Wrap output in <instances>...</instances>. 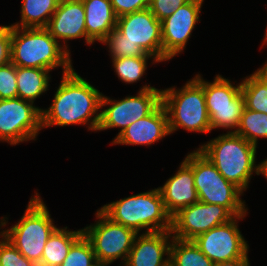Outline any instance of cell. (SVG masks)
<instances>
[{
	"instance_id": "obj_1",
	"label": "cell",
	"mask_w": 267,
	"mask_h": 266,
	"mask_svg": "<svg viewBox=\"0 0 267 266\" xmlns=\"http://www.w3.org/2000/svg\"><path fill=\"white\" fill-rule=\"evenodd\" d=\"M103 93L82 78L73 68L62 74L52 105L42 111V129L53 126L88 125L98 130Z\"/></svg>"
},
{
	"instance_id": "obj_2",
	"label": "cell",
	"mask_w": 267,
	"mask_h": 266,
	"mask_svg": "<svg viewBox=\"0 0 267 266\" xmlns=\"http://www.w3.org/2000/svg\"><path fill=\"white\" fill-rule=\"evenodd\" d=\"M256 145L235 132H226L197 148L224 176L243 193L249 187L253 174L258 175Z\"/></svg>"
},
{
	"instance_id": "obj_3",
	"label": "cell",
	"mask_w": 267,
	"mask_h": 266,
	"mask_svg": "<svg viewBox=\"0 0 267 266\" xmlns=\"http://www.w3.org/2000/svg\"><path fill=\"white\" fill-rule=\"evenodd\" d=\"M11 62L15 66L52 70L62 68V74L73 69L71 54L46 28L11 26Z\"/></svg>"
},
{
	"instance_id": "obj_4",
	"label": "cell",
	"mask_w": 267,
	"mask_h": 266,
	"mask_svg": "<svg viewBox=\"0 0 267 266\" xmlns=\"http://www.w3.org/2000/svg\"><path fill=\"white\" fill-rule=\"evenodd\" d=\"M99 209L112 221L137 234L140 231L149 233L171 230V216L166 212L159 188L113 201Z\"/></svg>"
},
{
	"instance_id": "obj_5",
	"label": "cell",
	"mask_w": 267,
	"mask_h": 266,
	"mask_svg": "<svg viewBox=\"0 0 267 266\" xmlns=\"http://www.w3.org/2000/svg\"><path fill=\"white\" fill-rule=\"evenodd\" d=\"M162 103L168 114L170 134L182 128L188 132L211 133L204 95V79L196 74L180 89H162Z\"/></svg>"
},
{
	"instance_id": "obj_6",
	"label": "cell",
	"mask_w": 267,
	"mask_h": 266,
	"mask_svg": "<svg viewBox=\"0 0 267 266\" xmlns=\"http://www.w3.org/2000/svg\"><path fill=\"white\" fill-rule=\"evenodd\" d=\"M5 219L8 218H0L2 235L28 260L42 259L44 246L57 226L40 194L34 192L18 223L6 229L8 220Z\"/></svg>"
},
{
	"instance_id": "obj_7",
	"label": "cell",
	"mask_w": 267,
	"mask_h": 266,
	"mask_svg": "<svg viewBox=\"0 0 267 266\" xmlns=\"http://www.w3.org/2000/svg\"><path fill=\"white\" fill-rule=\"evenodd\" d=\"M183 160L193 169L194 185L200 202L222 205L234 216L248 213L246 202L241 199L243 192L227 181L197 148Z\"/></svg>"
},
{
	"instance_id": "obj_8",
	"label": "cell",
	"mask_w": 267,
	"mask_h": 266,
	"mask_svg": "<svg viewBox=\"0 0 267 266\" xmlns=\"http://www.w3.org/2000/svg\"><path fill=\"white\" fill-rule=\"evenodd\" d=\"M95 215L96 223L82 229L83 234L92 244L99 265L109 266L114 261L122 259L119 266H123L137 233L112 221L100 209Z\"/></svg>"
},
{
	"instance_id": "obj_9",
	"label": "cell",
	"mask_w": 267,
	"mask_h": 266,
	"mask_svg": "<svg viewBox=\"0 0 267 266\" xmlns=\"http://www.w3.org/2000/svg\"><path fill=\"white\" fill-rule=\"evenodd\" d=\"M161 102L162 89H157L150 84L141 86L136 96L128 95L121 100H112L103 94L101 118L97 131L120 128V132L116 134L117 137L130 124L149 115Z\"/></svg>"
},
{
	"instance_id": "obj_10",
	"label": "cell",
	"mask_w": 267,
	"mask_h": 266,
	"mask_svg": "<svg viewBox=\"0 0 267 266\" xmlns=\"http://www.w3.org/2000/svg\"><path fill=\"white\" fill-rule=\"evenodd\" d=\"M42 130L41 108L19 97L0 99V141L10 145L35 141Z\"/></svg>"
},
{
	"instance_id": "obj_11",
	"label": "cell",
	"mask_w": 267,
	"mask_h": 266,
	"mask_svg": "<svg viewBox=\"0 0 267 266\" xmlns=\"http://www.w3.org/2000/svg\"><path fill=\"white\" fill-rule=\"evenodd\" d=\"M245 216H235L227 223L221 224L198 235L193 241L214 264L233 259H249V244L239 229V220Z\"/></svg>"
},
{
	"instance_id": "obj_12",
	"label": "cell",
	"mask_w": 267,
	"mask_h": 266,
	"mask_svg": "<svg viewBox=\"0 0 267 266\" xmlns=\"http://www.w3.org/2000/svg\"><path fill=\"white\" fill-rule=\"evenodd\" d=\"M235 216L224 206L200 201L180 209L171 217V233L180 240H193Z\"/></svg>"
},
{
	"instance_id": "obj_13",
	"label": "cell",
	"mask_w": 267,
	"mask_h": 266,
	"mask_svg": "<svg viewBox=\"0 0 267 266\" xmlns=\"http://www.w3.org/2000/svg\"><path fill=\"white\" fill-rule=\"evenodd\" d=\"M204 0H191L161 21L163 62L181 54L199 22Z\"/></svg>"
},
{
	"instance_id": "obj_14",
	"label": "cell",
	"mask_w": 267,
	"mask_h": 266,
	"mask_svg": "<svg viewBox=\"0 0 267 266\" xmlns=\"http://www.w3.org/2000/svg\"><path fill=\"white\" fill-rule=\"evenodd\" d=\"M116 28L125 39L140 46L159 63L163 62L161 22L149 9L118 17Z\"/></svg>"
},
{
	"instance_id": "obj_15",
	"label": "cell",
	"mask_w": 267,
	"mask_h": 266,
	"mask_svg": "<svg viewBox=\"0 0 267 266\" xmlns=\"http://www.w3.org/2000/svg\"><path fill=\"white\" fill-rule=\"evenodd\" d=\"M46 29L70 54V46L67 44L69 40L84 38L86 45L92 44L87 39L85 9L82 0H60Z\"/></svg>"
},
{
	"instance_id": "obj_16",
	"label": "cell",
	"mask_w": 267,
	"mask_h": 266,
	"mask_svg": "<svg viewBox=\"0 0 267 266\" xmlns=\"http://www.w3.org/2000/svg\"><path fill=\"white\" fill-rule=\"evenodd\" d=\"M171 135L169 131L168 114L161 102L149 115L124 129L121 134L115 137L112 145H145L163 140L164 137Z\"/></svg>"
},
{
	"instance_id": "obj_17",
	"label": "cell",
	"mask_w": 267,
	"mask_h": 266,
	"mask_svg": "<svg viewBox=\"0 0 267 266\" xmlns=\"http://www.w3.org/2000/svg\"><path fill=\"white\" fill-rule=\"evenodd\" d=\"M172 239L171 230L137 234L123 266H166Z\"/></svg>"
},
{
	"instance_id": "obj_18",
	"label": "cell",
	"mask_w": 267,
	"mask_h": 266,
	"mask_svg": "<svg viewBox=\"0 0 267 266\" xmlns=\"http://www.w3.org/2000/svg\"><path fill=\"white\" fill-rule=\"evenodd\" d=\"M166 212L172 217L180 209L199 201L193 169L183 160L178 171L158 187Z\"/></svg>"
},
{
	"instance_id": "obj_19",
	"label": "cell",
	"mask_w": 267,
	"mask_h": 266,
	"mask_svg": "<svg viewBox=\"0 0 267 266\" xmlns=\"http://www.w3.org/2000/svg\"><path fill=\"white\" fill-rule=\"evenodd\" d=\"M85 9L87 39L101 42L117 26V16L110 0H82Z\"/></svg>"
},
{
	"instance_id": "obj_20",
	"label": "cell",
	"mask_w": 267,
	"mask_h": 266,
	"mask_svg": "<svg viewBox=\"0 0 267 266\" xmlns=\"http://www.w3.org/2000/svg\"><path fill=\"white\" fill-rule=\"evenodd\" d=\"M18 97L34 104L49 90L50 71L41 68L16 66Z\"/></svg>"
},
{
	"instance_id": "obj_21",
	"label": "cell",
	"mask_w": 267,
	"mask_h": 266,
	"mask_svg": "<svg viewBox=\"0 0 267 266\" xmlns=\"http://www.w3.org/2000/svg\"><path fill=\"white\" fill-rule=\"evenodd\" d=\"M60 0H22L20 22L11 24L18 28H46Z\"/></svg>"
},
{
	"instance_id": "obj_22",
	"label": "cell",
	"mask_w": 267,
	"mask_h": 266,
	"mask_svg": "<svg viewBox=\"0 0 267 266\" xmlns=\"http://www.w3.org/2000/svg\"><path fill=\"white\" fill-rule=\"evenodd\" d=\"M68 227H57L47 240L42 259L52 266H60L71 246L83 235V229L69 230Z\"/></svg>"
},
{
	"instance_id": "obj_23",
	"label": "cell",
	"mask_w": 267,
	"mask_h": 266,
	"mask_svg": "<svg viewBox=\"0 0 267 266\" xmlns=\"http://www.w3.org/2000/svg\"><path fill=\"white\" fill-rule=\"evenodd\" d=\"M215 76L211 82L204 79L206 107L233 106V100L241 93V82L235 85L220 74Z\"/></svg>"
},
{
	"instance_id": "obj_24",
	"label": "cell",
	"mask_w": 267,
	"mask_h": 266,
	"mask_svg": "<svg viewBox=\"0 0 267 266\" xmlns=\"http://www.w3.org/2000/svg\"><path fill=\"white\" fill-rule=\"evenodd\" d=\"M170 263L173 266L214 265L193 240H180L174 237L170 246Z\"/></svg>"
},
{
	"instance_id": "obj_25",
	"label": "cell",
	"mask_w": 267,
	"mask_h": 266,
	"mask_svg": "<svg viewBox=\"0 0 267 266\" xmlns=\"http://www.w3.org/2000/svg\"><path fill=\"white\" fill-rule=\"evenodd\" d=\"M211 125V130L228 129L236 132L239 127L245 102L242 92L233 100V106L206 107ZM234 129V130H233Z\"/></svg>"
},
{
	"instance_id": "obj_26",
	"label": "cell",
	"mask_w": 267,
	"mask_h": 266,
	"mask_svg": "<svg viewBox=\"0 0 267 266\" xmlns=\"http://www.w3.org/2000/svg\"><path fill=\"white\" fill-rule=\"evenodd\" d=\"M152 60V64L159 63L153 56L142 57H123L114 58L112 60V66L114 73L118 76V79L126 84L137 83L146 74L148 69V60Z\"/></svg>"
},
{
	"instance_id": "obj_27",
	"label": "cell",
	"mask_w": 267,
	"mask_h": 266,
	"mask_svg": "<svg viewBox=\"0 0 267 266\" xmlns=\"http://www.w3.org/2000/svg\"><path fill=\"white\" fill-rule=\"evenodd\" d=\"M241 92L247 109L267 114V83L254 72L241 81Z\"/></svg>"
},
{
	"instance_id": "obj_28",
	"label": "cell",
	"mask_w": 267,
	"mask_h": 266,
	"mask_svg": "<svg viewBox=\"0 0 267 266\" xmlns=\"http://www.w3.org/2000/svg\"><path fill=\"white\" fill-rule=\"evenodd\" d=\"M236 134L258 146L259 139H267V114L244 108Z\"/></svg>"
},
{
	"instance_id": "obj_29",
	"label": "cell",
	"mask_w": 267,
	"mask_h": 266,
	"mask_svg": "<svg viewBox=\"0 0 267 266\" xmlns=\"http://www.w3.org/2000/svg\"><path fill=\"white\" fill-rule=\"evenodd\" d=\"M109 49V56L111 59L123 57H142L151 56L147 54L140 46L125 39L117 28L113 29L110 34L101 42Z\"/></svg>"
},
{
	"instance_id": "obj_30",
	"label": "cell",
	"mask_w": 267,
	"mask_h": 266,
	"mask_svg": "<svg viewBox=\"0 0 267 266\" xmlns=\"http://www.w3.org/2000/svg\"><path fill=\"white\" fill-rule=\"evenodd\" d=\"M60 266H100L91 242L83 234L70 248Z\"/></svg>"
},
{
	"instance_id": "obj_31",
	"label": "cell",
	"mask_w": 267,
	"mask_h": 266,
	"mask_svg": "<svg viewBox=\"0 0 267 266\" xmlns=\"http://www.w3.org/2000/svg\"><path fill=\"white\" fill-rule=\"evenodd\" d=\"M0 266H31V261L22 255L0 231Z\"/></svg>"
},
{
	"instance_id": "obj_32",
	"label": "cell",
	"mask_w": 267,
	"mask_h": 266,
	"mask_svg": "<svg viewBox=\"0 0 267 266\" xmlns=\"http://www.w3.org/2000/svg\"><path fill=\"white\" fill-rule=\"evenodd\" d=\"M16 66L9 62L0 66V99L17 98Z\"/></svg>"
},
{
	"instance_id": "obj_33",
	"label": "cell",
	"mask_w": 267,
	"mask_h": 266,
	"mask_svg": "<svg viewBox=\"0 0 267 266\" xmlns=\"http://www.w3.org/2000/svg\"><path fill=\"white\" fill-rule=\"evenodd\" d=\"M191 0H150L148 9L161 22Z\"/></svg>"
},
{
	"instance_id": "obj_34",
	"label": "cell",
	"mask_w": 267,
	"mask_h": 266,
	"mask_svg": "<svg viewBox=\"0 0 267 266\" xmlns=\"http://www.w3.org/2000/svg\"><path fill=\"white\" fill-rule=\"evenodd\" d=\"M117 17L148 9L150 0H110Z\"/></svg>"
},
{
	"instance_id": "obj_35",
	"label": "cell",
	"mask_w": 267,
	"mask_h": 266,
	"mask_svg": "<svg viewBox=\"0 0 267 266\" xmlns=\"http://www.w3.org/2000/svg\"><path fill=\"white\" fill-rule=\"evenodd\" d=\"M11 62V25H0V66Z\"/></svg>"
},
{
	"instance_id": "obj_36",
	"label": "cell",
	"mask_w": 267,
	"mask_h": 266,
	"mask_svg": "<svg viewBox=\"0 0 267 266\" xmlns=\"http://www.w3.org/2000/svg\"><path fill=\"white\" fill-rule=\"evenodd\" d=\"M249 259H233L215 263L213 266H250Z\"/></svg>"
},
{
	"instance_id": "obj_37",
	"label": "cell",
	"mask_w": 267,
	"mask_h": 266,
	"mask_svg": "<svg viewBox=\"0 0 267 266\" xmlns=\"http://www.w3.org/2000/svg\"><path fill=\"white\" fill-rule=\"evenodd\" d=\"M265 44L267 46V39L264 37L262 47ZM254 73L267 83V62H265V64H263L262 67L258 68Z\"/></svg>"
},
{
	"instance_id": "obj_38",
	"label": "cell",
	"mask_w": 267,
	"mask_h": 266,
	"mask_svg": "<svg viewBox=\"0 0 267 266\" xmlns=\"http://www.w3.org/2000/svg\"><path fill=\"white\" fill-rule=\"evenodd\" d=\"M260 162L258 164V175H263L267 179V158Z\"/></svg>"
},
{
	"instance_id": "obj_39",
	"label": "cell",
	"mask_w": 267,
	"mask_h": 266,
	"mask_svg": "<svg viewBox=\"0 0 267 266\" xmlns=\"http://www.w3.org/2000/svg\"><path fill=\"white\" fill-rule=\"evenodd\" d=\"M31 266H52L43 259L31 260Z\"/></svg>"
},
{
	"instance_id": "obj_40",
	"label": "cell",
	"mask_w": 267,
	"mask_h": 266,
	"mask_svg": "<svg viewBox=\"0 0 267 266\" xmlns=\"http://www.w3.org/2000/svg\"><path fill=\"white\" fill-rule=\"evenodd\" d=\"M166 266H173L170 262Z\"/></svg>"
}]
</instances>
